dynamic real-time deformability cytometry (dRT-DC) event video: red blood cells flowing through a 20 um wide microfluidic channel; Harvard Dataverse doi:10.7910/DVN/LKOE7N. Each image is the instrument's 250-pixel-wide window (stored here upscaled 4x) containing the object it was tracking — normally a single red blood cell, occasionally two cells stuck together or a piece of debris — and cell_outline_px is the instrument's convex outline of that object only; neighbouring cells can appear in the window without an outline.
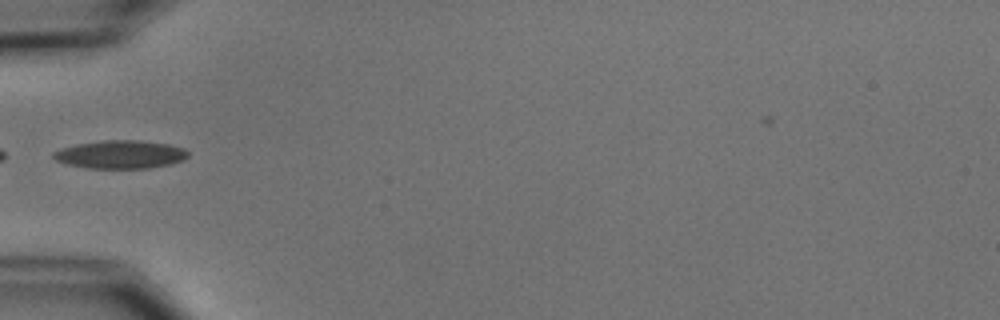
{"species": "common noctule bat (a hibernating species)", "species_latin": "Nyctalus noctula", "temperature_condition": "cold", "stored_images_in_passage": 3, "camera_frame_rate_fps": 3000, "um_per_image_px": 0.085, "animal": {"sex": "male", "body_mass_g": 15.6}, "frame": {"image": 1, "passage_image": 2, "time_ms": 1.333, "image_size_px": [1000, 320], "cell_outline_px": [[188, 156], [184, 160], [172, 164], [148, 168], [88, 168], [68, 164], [56, 160], [52, 156], [52, 152], [60, 148], [76, 144], [104, 140], [140, 140], [168, 144], [184, 148], [188, 152]], "centroid_in_image_um": [10.24, 13.12], "position_along_channel_um": 74.8, "area_um2": 22.2}}